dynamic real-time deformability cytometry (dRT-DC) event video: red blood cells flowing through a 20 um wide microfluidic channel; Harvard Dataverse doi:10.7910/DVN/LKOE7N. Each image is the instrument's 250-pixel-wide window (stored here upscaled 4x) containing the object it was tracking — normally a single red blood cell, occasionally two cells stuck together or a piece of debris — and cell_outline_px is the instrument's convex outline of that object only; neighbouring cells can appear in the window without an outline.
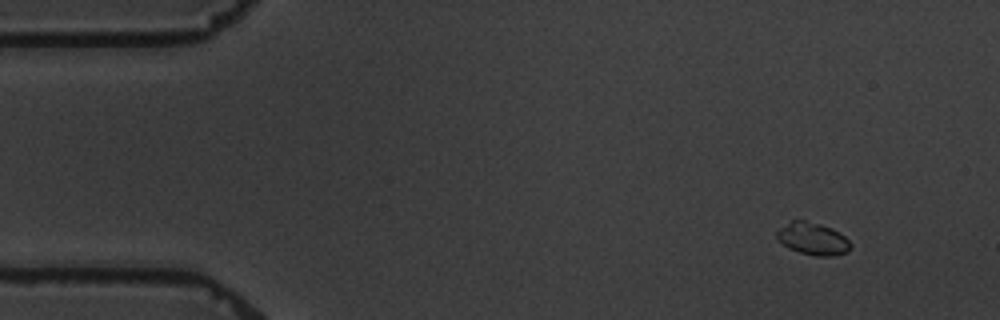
{"species": "common noctule bat (a hibernating species)", "species_latin": "Nyctalus noctula", "temperature_condition": "warm", "stored_images_in_passage": 14, "camera_frame_rate_fps": 3000, "um_per_image_px": 0.085, "animal": {"sex": "male", "body_mass_g": 19.5, "forearm_length_mm": 54.6}, "frame": {"image": 1, "passage_image": 1, "time_ms": 0.0, "image_size_px": [1000, 320], "cell_outline_px": [[852, 248], [848, 252], [832, 256], [816, 256], [800, 252], [788, 248], [776, 240], [776, 232], [780, 228], [792, 220], [804, 220], [820, 224], [832, 228], [840, 232], [852, 244]], "centroid_in_image_um": [69.09, 20.3], "position_along_channel_um": 15.9, "area_um2": 14.05}}
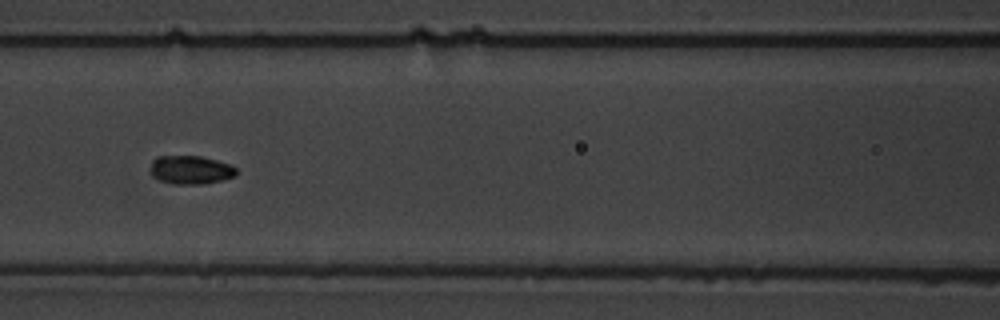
{"frame": {"image": 2, "passage_image": 6, "time_ms": 6.667, "image_size_px": [1000, 320], "cell_outline_px": [[236, 176], [204, 184], [172, 184], [160, 180], [152, 176], [152, 160], [156, 156], [200, 156], [216, 160], [228, 164], [236, 168]], "centroid_in_image_um": [16.2, 14.44], "position_along_channel_um": 150.4, "area_um2": 14.16}}
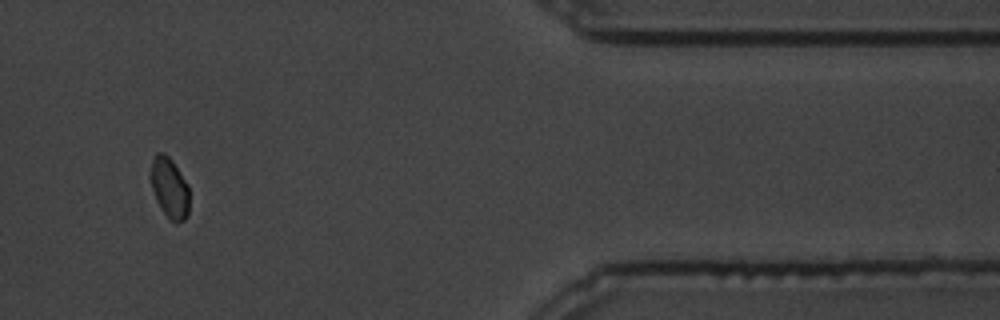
{"frame": {"image": 3, "passage_image": 12, "time_ms": 15.0, "image_size_px": [1000, 320], "cell_outline_px": [[188, 216], [184, 220], [176, 224], [168, 220], [160, 208], [156, 200], [148, 176], [152, 160], [156, 152], [164, 152], [172, 160], [188, 184]], "centroid_in_image_um": [14.38, 15.98], "position_along_channel_um": 397.0, "area_um2": 14.05}, "authors_computed_cell_mechanics": {"area_um2": 13.7564, "velocity_mm_per_s": 3.3986, "shape_relaxation_time_tau1_ms": 1.0875, "shape_relaxation_time_tau2_ms": 0.0524, "deformation_change_tau1": 0.0728, "deformation_change_tau2": 0.0201}}